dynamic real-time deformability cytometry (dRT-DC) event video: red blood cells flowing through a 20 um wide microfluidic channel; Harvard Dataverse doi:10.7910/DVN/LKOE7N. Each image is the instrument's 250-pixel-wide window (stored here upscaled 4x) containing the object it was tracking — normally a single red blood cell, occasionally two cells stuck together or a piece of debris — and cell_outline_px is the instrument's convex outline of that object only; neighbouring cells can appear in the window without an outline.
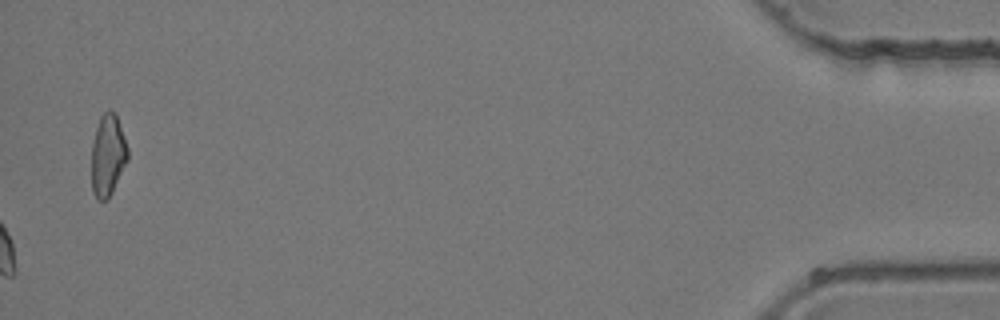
{"species": "common noctule bat (a hibernating species)", "species_latin": "Nyctalus noctula", "temperature_condition": "room temperature", "stored_images_in_passage": 45, "camera_frame_rate_fps": 3000, "um_per_image_px": 0.085, "animal": {"sex": "female", "body_mass_g": 24.6, "forearm_length_mm": 56.2}, "frame": {"image": 1, "passage_image": 45, "time_ms": 14.667, "image_size_px": [1000, 320], "cell_outline_px": [[128, 160], [108, 200], [96, 200], [92, 192], [92, 144], [96, 128], [100, 116], [108, 108], [116, 116], [124, 136], [128, 148]], "centroid_in_image_um": [9.16, 13.23], "position_along_channel_um": 426.0, "area_um2": 17.22}}